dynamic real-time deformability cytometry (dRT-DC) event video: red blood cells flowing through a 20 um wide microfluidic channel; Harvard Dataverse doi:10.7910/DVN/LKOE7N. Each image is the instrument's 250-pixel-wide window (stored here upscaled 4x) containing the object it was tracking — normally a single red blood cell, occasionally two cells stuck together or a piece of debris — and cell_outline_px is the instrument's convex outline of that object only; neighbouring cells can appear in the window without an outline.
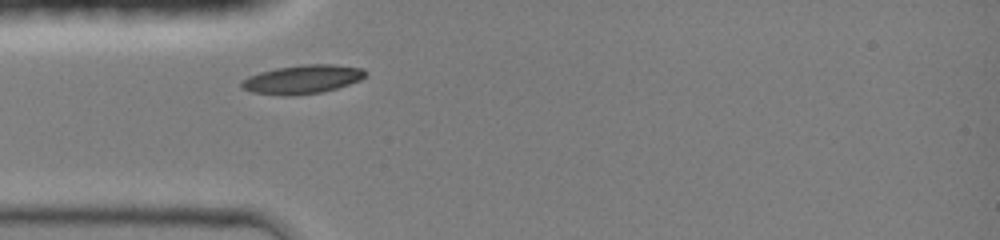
{"species": "common noctule bat (a hibernating species)", "species_latin": "Nyctalus noctula", "temperature_condition": "room temperature", "stored_images_in_passage": 4, "camera_frame_rate_fps": 3000, "um_per_image_px": 0.085, "animal": {"sex": "female", "body_mass_g": 19.0, "forearm_length_mm": 51.5}, "frame": {"image": 1, "passage_image": 1, "time_ms": 0.0, "image_size_px": [1000, 240], "cell_outline_px": [[368, 72], [360, 80], [336, 88], [320, 92], [292, 96], [288, 96], [252, 92], [240, 88], [240, 80], [248, 76], [260, 72], [276, 68], [300, 64], [332, 64], [364, 68]], "centroid_in_image_um": [25.67, 6.73], "position_along_channel_um": 59.3, "area_um2": 20.87}}
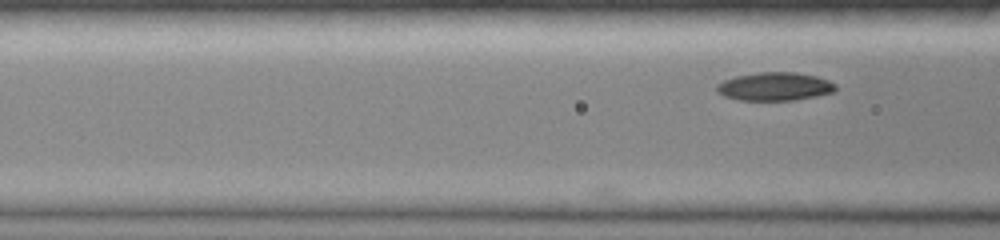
{"frame": {"image": 2, "passage_image": 4, "time_ms": 1.0, "image_size_px": [1000, 240], "cell_outline_px": [[836, 88], [832, 92], [816, 96], [796, 100], [740, 100], [724, 96], [716, 92], [716, 84], [724, 80], [736, 76], [760, 72], [792, 72], [816, 76], [828, 80], [836, 84]], "centroid_in_image_um": [65.83, 7.35], "position_along_channel_um": 100.8, "area_um2": 19.54}}